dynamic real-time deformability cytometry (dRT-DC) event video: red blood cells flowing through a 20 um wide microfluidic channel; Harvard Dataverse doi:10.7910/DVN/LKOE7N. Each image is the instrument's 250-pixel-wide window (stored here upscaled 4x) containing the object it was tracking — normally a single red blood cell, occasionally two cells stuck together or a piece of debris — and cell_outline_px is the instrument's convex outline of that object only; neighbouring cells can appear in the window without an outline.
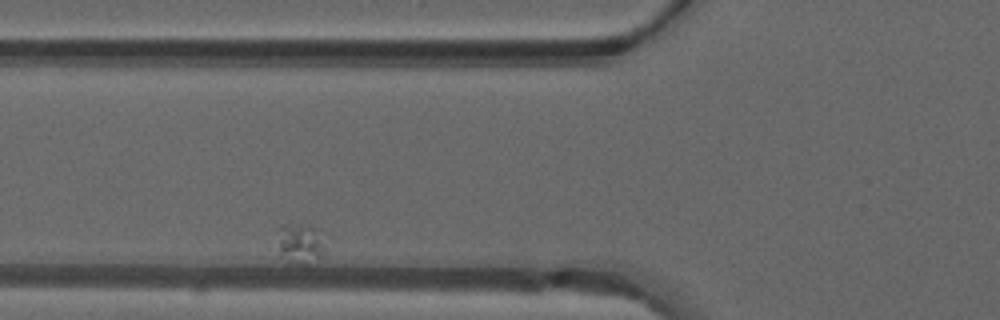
{"species": "common noctule bat (a hibernating species)", "species_latin": "Nyctalus noctula", "temperature_condition": "warm", "stored_images_in_passage": 33, "segment_of_instrument_passage": [2, 2], "camera_frame_rate_fps": 3000, "um_per_image_px": 0.085, "animal": {"sex": "male", "forearm_length_mm": 52.5}, "frame": {"image": 1, "passage_image": 5, "time_ms": 1.333, "image_size_px": [1000, 320], "cell_outline_px": [[320, 256], [304, 264], [292, 264], [280, 248], [276, 228], [280, 224], [308, 224], [312, 228], [320, 244]], "centroid_in_image_um": [25.37, 20.64], "position_along_channel_um": 100.4, "area_um2": 10.0}}
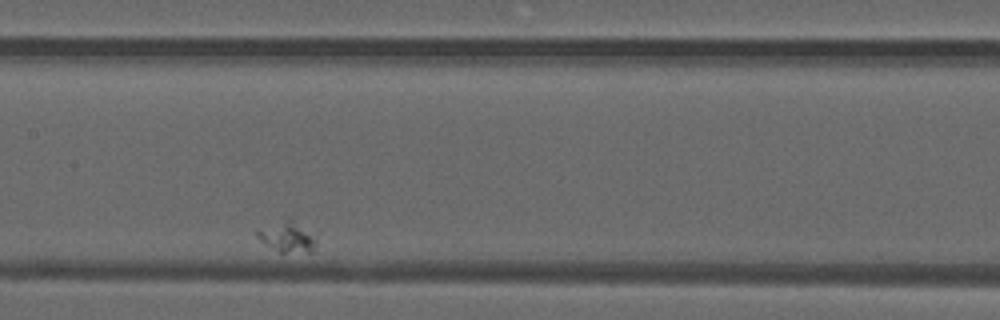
{"frame": {"image": 2, "passage_image": 14, "time_ms": 4.333, "image_size_px": [1000, 320], "cell_outline_px": [[316, 244], [312, 252], [280, 252], [264, 244], [252, 232], [256, 228], [288, 216], [316, 236]], "centroid_in_image_um": [24.34, 20.08], "position_along_channel_um": 183.1, "area_um2": 11.04}}
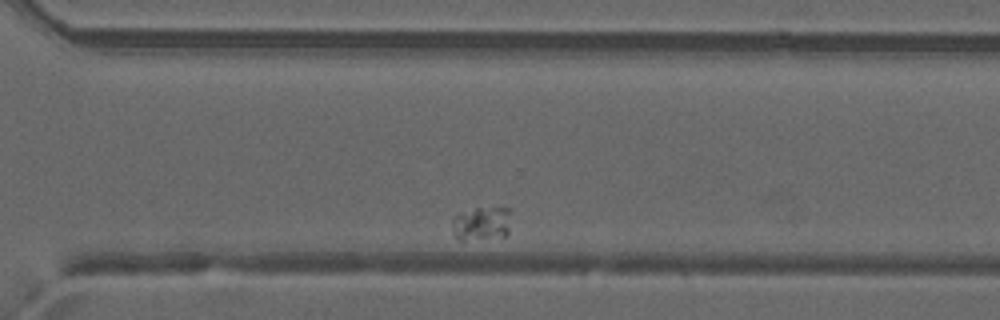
{"frame": {"image": 3, "passage_image": 29, "time_ms": 9.333, "image_size_px": [1000, 320], "cell_outline_px": [[512, 208], [508, 232], [504, 236], [464, 240], [460, 240], [456, 236], [452, 228], [452, 220], [456, 216], [476, 208]], "centroid_in_image_um": [40.98, 18.99], "position_along_channel_um": 329.6, "area_um2": 11.39}}